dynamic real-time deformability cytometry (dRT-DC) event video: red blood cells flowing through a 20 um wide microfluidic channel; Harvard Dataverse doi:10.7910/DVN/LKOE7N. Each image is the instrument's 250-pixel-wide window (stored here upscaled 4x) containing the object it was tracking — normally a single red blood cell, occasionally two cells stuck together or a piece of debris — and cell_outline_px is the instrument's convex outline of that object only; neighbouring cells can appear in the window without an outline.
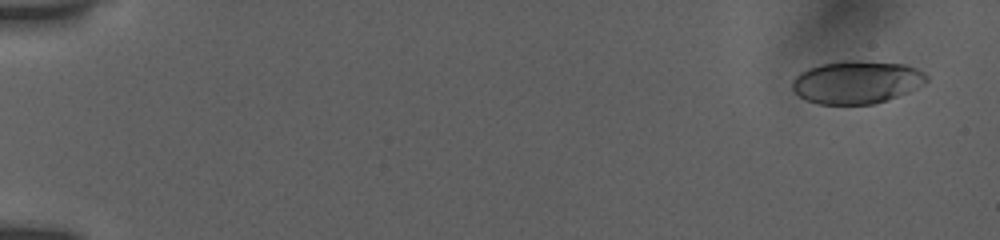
{"species": "human", "species_latin": "Homo sapiens", "temperature_condition": "room temperature", "stored_images_in_passage": 34, "camera_frame_rate_fps": 3000, "um_per_image_px": 0.085, "donor": {"sex": "female"}, "frame": {"image": 1, "passage_image": 2, "time_ms": 0.667, "image_size_px": [1000, 240], "cell_outline_px": [[928, 80], [924, 84], [908, 92], [872, 104], [820, 104], [808, 100], [800, 96], [792, 88], [792, 80], [800, 72], [808, 68], [820, 64], [844, 60], [852, 60], [904, 64], [916, 68], [924, 72], [928, 76]], "centroid_in_image_um": [72.82, 6.97], "position_along_channel_um": 12.2, "area_um2": 33.35}}
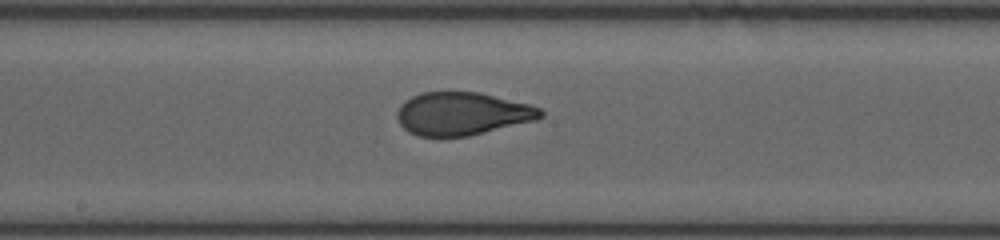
{"frame": {"image": 2, "passage_image": 14, "time_ms": 10.0, "image_size_px": [1000, 240], "cell_outline_px": [[544, 116], [536, 120], [468, 136], [416, 136], [408, 132], [400, 124], [396, 116], [396, 112], [400, 104], [404, 100], [420, 92], [480, 92], [528, 104], [540, 108], [544, 112]], "centroid_in_image_um": [39.26, 9.66], "position_along_channel_um": 208.9, "area_um2": 36.01}}
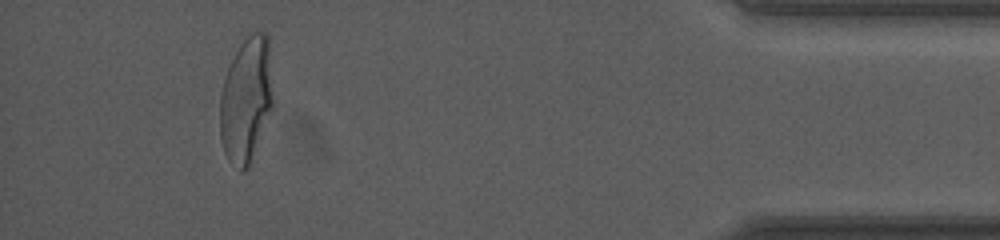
{"frame": {"image": 3, "passage_image": 29, "time_ms": 16.667, "image_size_px": [1000, 240], "cell_outline_px": [[272, 104], [248, 168], [244, 172], [240, 172], [228, 160], [224, 152], [220, 140], [220, 92], [228, 68], [240, 44], [252, 32], [264, 32], [268, 36], [272, 100]], "centroid_in_image_um": [20.88, 8.51], "position_along_channel_um": 414.3, "area_um2": 38.09}, "authors_computed_cell_mechanics": {"area_um2": 36.125, "velocity_mm_per_s": 3.8621, "shape_relaxation_time_tau1_ms": 5.7982, "shape_relaxation_time_tau2_ms": null, "deformation_change_tau1": 0.1967, "deformation_change_tau2": null}}